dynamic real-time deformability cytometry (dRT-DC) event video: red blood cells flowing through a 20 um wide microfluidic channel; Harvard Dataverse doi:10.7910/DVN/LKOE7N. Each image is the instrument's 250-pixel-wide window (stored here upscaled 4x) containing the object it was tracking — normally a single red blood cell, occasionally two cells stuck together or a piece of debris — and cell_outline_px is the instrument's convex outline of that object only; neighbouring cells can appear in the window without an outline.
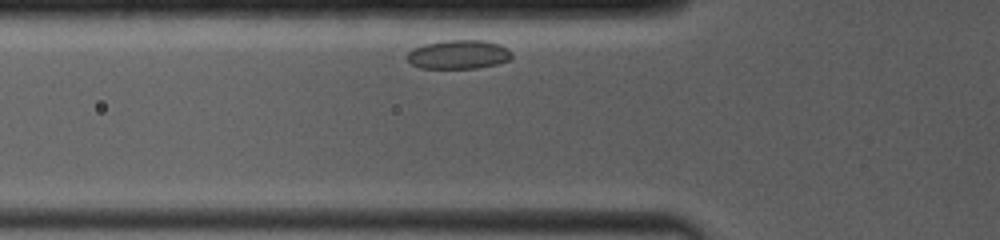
{"species": "common noctule bat (a hibernating species)", "species_latin": "Nyctalus noctula", "temperature_condition": "room temperature", "stored_images_in_passage": 27, "camera_frame_rate_fps": 4000, "um_per_image_px": 0.085, "animal": {"sex": "female", "body_mass_g": 19.0, "forearm_length_mm": 53.3}, "frame": {"image": 1, "passage_image": 2, "time_ms": 0.5, "image_size_px": [1000, 240], "cell_outline_px": [[512, 56], [508, 60], [496, 64], [476, 68], [420, 68], [412, 64], [404, 56], [412, 48], [424, 44], [444, 40], [484, 40], [500, 44], [508, 48], [512, 52]], "centroid_in_image_um": [38.96, 4.62], "position_along_channel_um": 86.8, "area_um2": 17.8}}
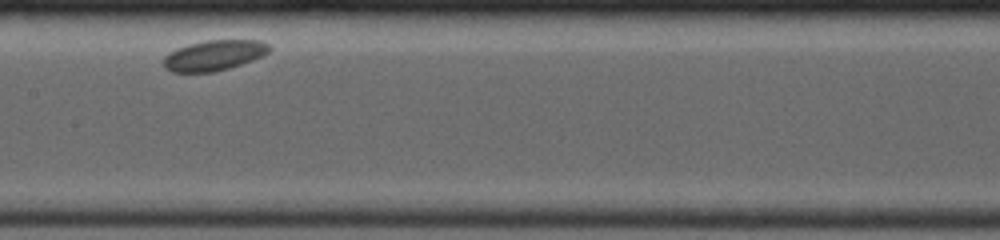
{"frame": {"image": 2, "passage_image": 9, "time_ms": 3.5, "image_size_px": [1000, 240], "cell_outline_px": [[272, 48], [264, 56], [228, 68], [212, 72], [172, 72], [164, 68], [160, 60], [168, 52], [176, 48], [188, 44], [208, 40], [260, 40], [268, 44]], "centroid_in_image_um": [18.14, 4.7], "position_along_channel_um": 189.3, "area_um2": 18.96}}
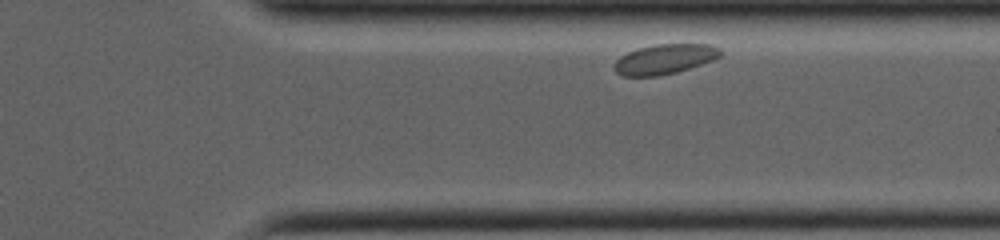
{"frame": {"image": 3, "passage_image": 23, "time_ms": 8.25, "image_size_px": [1000, 240], "cell_outline_px": [[724, 52], [720, 56], [712, 60], [676, 72], [660, 76], [620, 76], [612, 68], [612, 64], [620, 56], [628, 52], [640, 48], [656, 44], [712, 44], [720, 48]], "centroid_in_image_um": [56.47, 5.03], "position_along_channel_um": 354.9, "area_um2": 18.61}}